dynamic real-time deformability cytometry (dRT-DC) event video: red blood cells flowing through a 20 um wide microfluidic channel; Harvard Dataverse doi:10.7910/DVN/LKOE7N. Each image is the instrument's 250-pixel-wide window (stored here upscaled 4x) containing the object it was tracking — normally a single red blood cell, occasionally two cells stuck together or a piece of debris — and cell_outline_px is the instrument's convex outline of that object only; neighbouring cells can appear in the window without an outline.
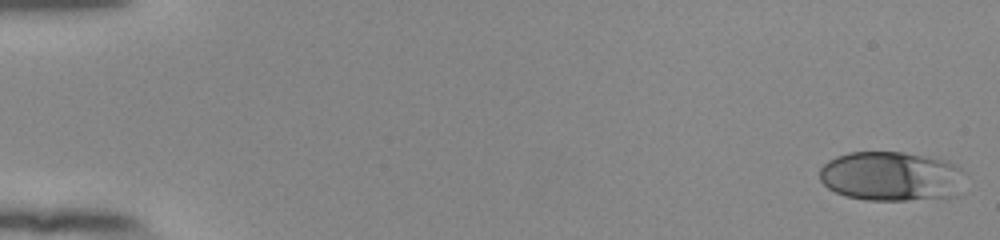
{"species": "human", "species_latin": "Homo sapiens", "temperature_condition": "room temperature", "stored_images_in_passage": 54, "camera_frame_rate_fps": 3000, "um_per_image_px": 0.085, "donor": {"sex": "female"}, "frame": {"image": 1, "passage_image": 1, "time_ms": 0.0, "image_size_px": [1000, 240], "cell_outline_px": [[964, 172], [956, 196], [908, 200], [864, 200], [844, 196], [828, 188], [820, 180], [820, 168], [828, 160], [836, 156], [848, 152], [904, 152], [948, 160], [960, 168]], "centroid_in_image_um": [75.73, 14.98], "position_along_channel_um": 9.3, "area_um2": 42.14}}
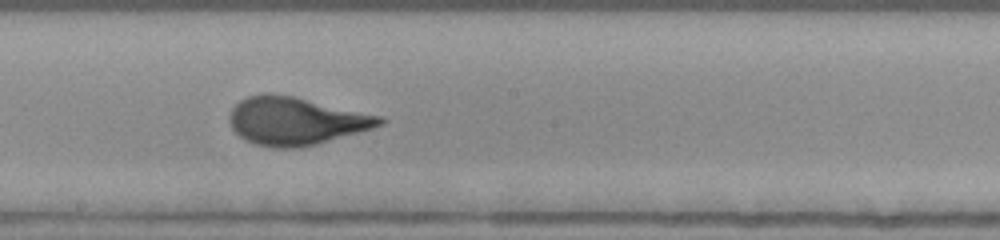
{"frame": {"image": 2, "passage_image": 31, "time_ms": 10.0, "image_size_px": [1000, 240], "cell_outline_px": [[388, 120], [384, 124], [372, 128], [316, 144], [300, 148], [272, 148], [256, 144], [244, 140], [232, 128], [228, 120], [228, 116], [232, 108], [240, 100], [248, 96], [264, 92], [272, 92], [292, 96], [384, 116]], "centroid_in_image_um": [25.13, 10.27], "position_along_channel_um": 223.1, "area_um2": 42.14}}
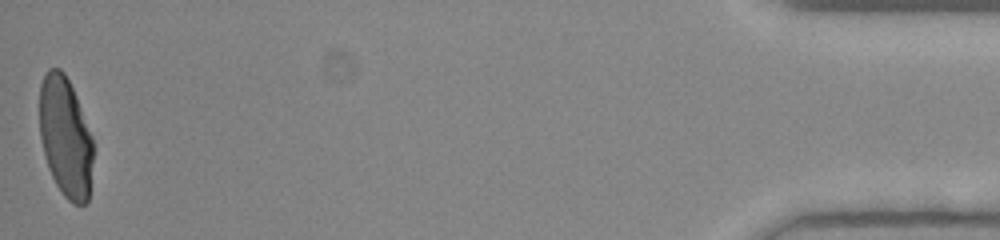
{"frame": {"image": 3, "passage_image": 54, "time_ms": 17.667, "image_size_px": [1000, 240], "cell_outline_px": [[92, 160], [88, 200], [84, 204], [72, 204], [64, 196], [56, 184], [48, 168], [44, 156], [40, 136], [40, 84], [48, 68], [60, 68], [64, 72], [76, 96], [92, 136]], "centroid_in_image_um": [5.55, 11.64], "position_along_channel_um": 429.7, "area_um2": 37.34}, "authors_computed_cell_mechanics": {"area_um2": 40.5467, "velocity_mm_per_s": 3.8346, "shape_relaxation_time_tau1_ms": 6.0577, "shape_relaxation_time_tau2_ms": null, "deformation_change_tau1": 0.2424, "deformation_change_tau2": null}}